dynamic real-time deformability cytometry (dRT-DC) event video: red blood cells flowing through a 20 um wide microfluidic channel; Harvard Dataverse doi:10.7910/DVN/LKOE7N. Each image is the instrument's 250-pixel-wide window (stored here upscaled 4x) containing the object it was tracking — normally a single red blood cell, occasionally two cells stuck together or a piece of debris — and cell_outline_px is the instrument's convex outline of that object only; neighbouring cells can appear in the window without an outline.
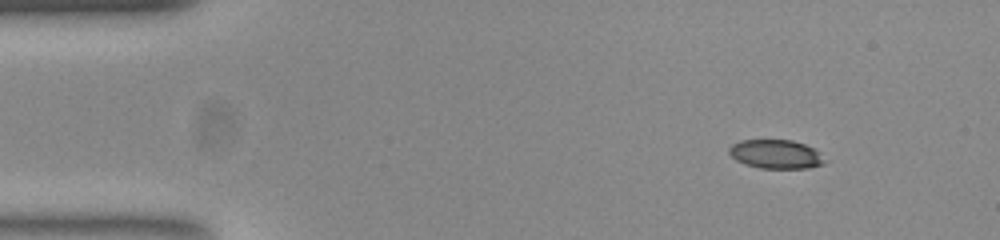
{"species": "common noctule bat (a hibernating species)", "species_latin": "Nyctalus noctula", "temperature_condition": "room temperature", "stored_images_in_passage": 48, "camera_frame_rate_fps": 3000, "um_per_image_px": 0.085, "animal": {"sex": "female", "body_mass_g": 23.0, "forearm_length_mm": 53.4}, "frame": {"image": 1, "passage_image": 1, "time_ms": 0.0, "image_size_px": [1000, 240], "cell_outline_px": [[828, 160], [824, 164], [808, 168], [760, 168], [744, 164], [736, 160], [728, 152], [728, 148], [732, 144], [740, 140], [792, 140], [804, 144], [812, 148]], "centroid_in_image_um": [65.94, 13.11], "position_along_channel_um": 19.1, "area_um2": 16.13}}
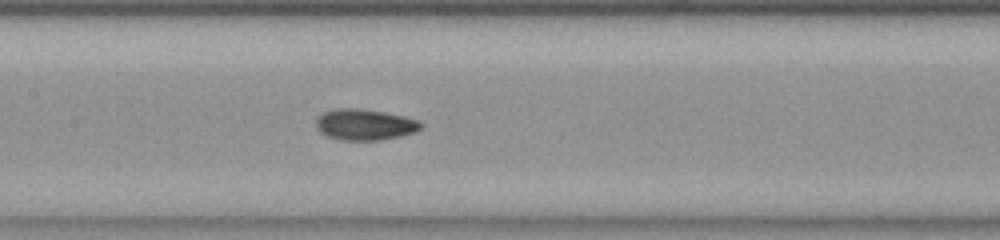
{"frame": {"image": 2, "passage_image": 20, "time_ms": 6.333, "image_size_px": [1000, 240], "cell_outline_px": [[424, 124], [416, 132], [400, 136], [380, 140], [340, 140], [328, 136], [320, 132], [316, 124], [316, 120], [324, 112], [336, 108], [356, 108], [404, 116], [420, 120]], "centroid_in_image_um": [31.03, 10.6], "position_along_channel_um": 176.4, "area_um2": 18.84}}
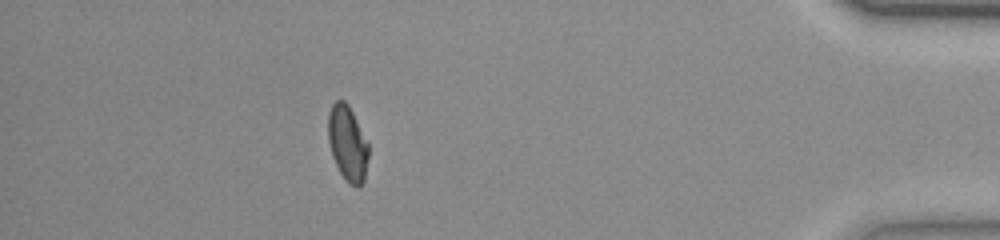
{"frame": {"image": 3, "passage_image": 42, "time_ms": 13.667, "image_size_px": [1000, 240], "cell_outline_px": [[368, 156], [364, 180], [360, 188], [356, 188], [348, 184], [340, 172], [332, 156], [328, 140], [328, 112], [332, 104], [336, 100], [344, 100], [348, 104], [368, 144]], "centroid_in_image_um": [29.53, 12.21], "position_along_channel_um": 405.7, "area_um2": 17.69}, "authors_computed_cell_mechanics": {"area_um2": 17.918, "velocity_mm_per_s": 3.8529, "shape_relaxation_time_tau1_ms": 5.644, "shape_relaxation_time_tau2_ms": 1.0371, "deformation_change_tau1": 0.1757, "deformation_change_tau2": 0.059}}